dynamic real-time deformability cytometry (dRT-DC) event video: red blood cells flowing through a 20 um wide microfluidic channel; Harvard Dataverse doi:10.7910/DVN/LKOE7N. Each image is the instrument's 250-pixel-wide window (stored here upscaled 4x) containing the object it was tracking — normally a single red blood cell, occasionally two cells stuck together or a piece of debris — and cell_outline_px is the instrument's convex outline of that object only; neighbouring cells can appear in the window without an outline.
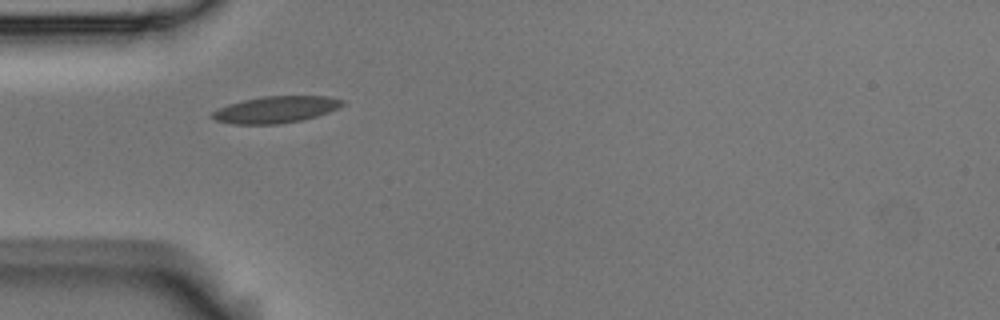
{"species": "Egyptian fruit bat (a non-hibernating species)", "species_latin": "Rousettus aegyptiacus", "temperature_condition": "room temperature", "stored_images_in_passage": 7, "camera_frame_rate_fps": 3000, "um_per_image_px": 0.085, "animal": {"sex": "male"}, "frame": {"image": 1, "passage_image": 3, "time_ms": 0.667, "image_size_px": [1000, 320], "cell_outline_px": [[344, 104], [328, 112], [316, 116], [300, 120], [276, 124], [232, 124], [216, 120], [212, 116], [212, 112], [228, 104], [244, 100], [264, 96], [328, 96], [344, 100]], "centroid_in_image_um": [23.44, 9.31], "position_along_channel_um": 61.6, "area_um2": 19.94}}
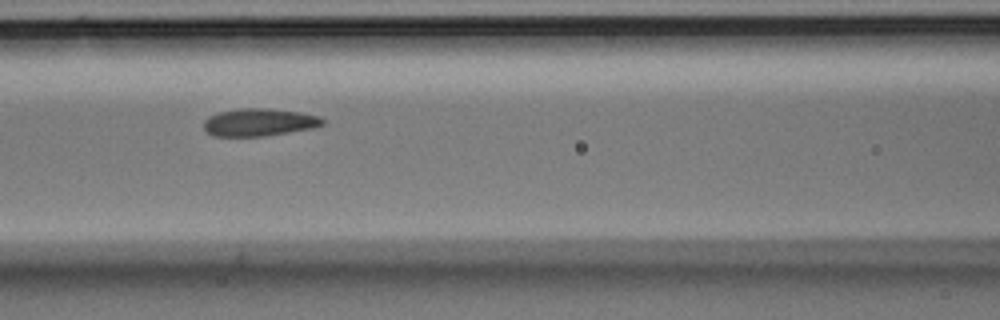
{"frame": {"image": 2, "passage_image": 5, "time_ms": 1.333, "image_size_px": [1000, 320], "cell_outline_px": [[324, 124], [312, 128], [264, 136], [212, 136], [204, 128], [204, 120], [208, 116], [220, 112], [240, 108], [268, 108], [300, 112], [320, 116], [324, 120]], "centroid_in_image_um": [22.02, 10.39], "position_along_channel_um": 144.6, "area_um2": 19.07}}
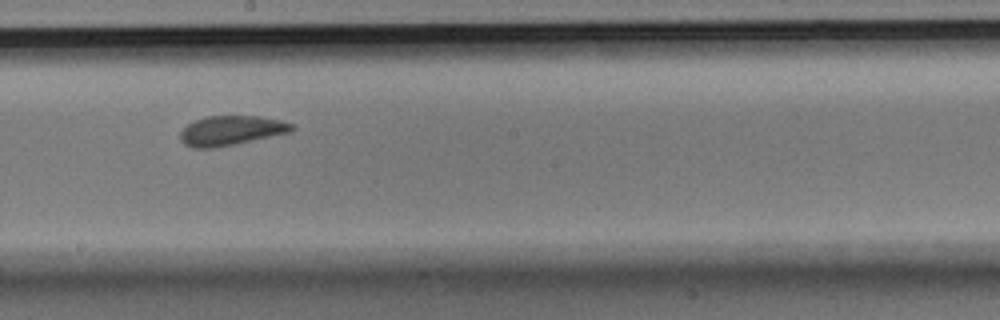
{"frame": {"image": 3, "passage_image": 7, "time_ms": 2.0, "image_size_px": [1000, 320], "cell_outline_px": [[296, 128], [292, 132], [212, 148], [192, 148], [184, 144], [180, 140], [180, 132], [188, 124], [196, 120], [208, 116], [260, 116], [280, 120], [292, 124]], "centroid_in_image_um": [19.65, 11.09], "position_along_channel_um": 228.6, "area_um2": 19.07}}